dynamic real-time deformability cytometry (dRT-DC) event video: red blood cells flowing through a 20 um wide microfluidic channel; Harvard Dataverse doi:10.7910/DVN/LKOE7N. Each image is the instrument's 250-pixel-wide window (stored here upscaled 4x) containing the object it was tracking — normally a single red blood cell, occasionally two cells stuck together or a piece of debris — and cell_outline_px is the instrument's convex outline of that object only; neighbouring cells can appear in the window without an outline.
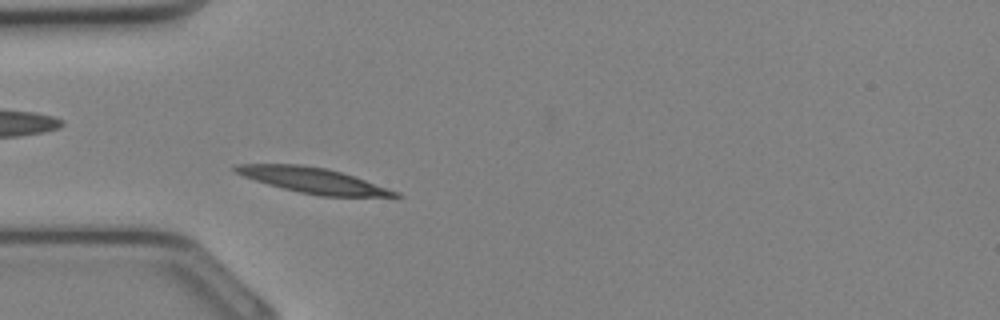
{"species": "Egyptian fruit bat (a non-hibernating species)", "species_latin": "Rousettus aegyptiacus", "temperature_condition": "cold", "stored_images_in_passage": 30, "camera_frame_rate_fps": 3000, "um_per_image_px": 0.085, "animal": {"sex": "female"}, "frame": {"image": 1, "passage_image": 6, "time_ms": 1.667, "image_size_px": [1000, 320], "cell_outline_px": [[404, 196], [320, 196], [300, 192], [268, 184], [244, 176], [236, 172], [232, 168], [232, 164], [300, 164], [324, 168], [340, 172], [400, 192]], "centroid_in_image_um": [26.58, 15.32], "position_along_channel_um": 58.4, "area_um2": 23.12}}
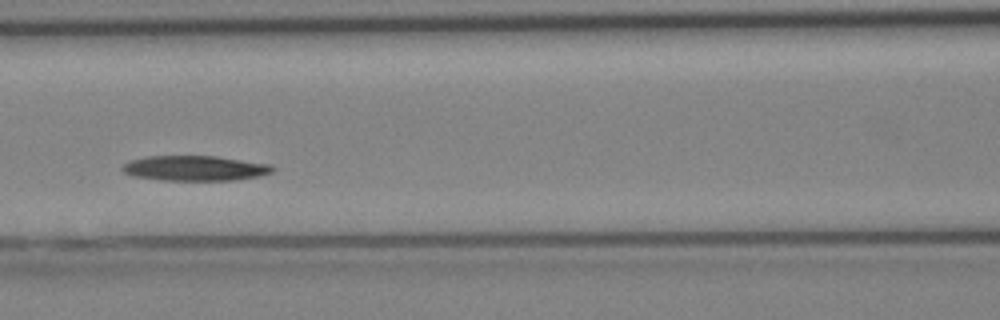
{"frame": {"image": 2, "passage_image": 11, "time_ms": 3.333, "image_size_px": [1000, 320], "cell_outline_px": [[276, 168], [272, 172], [256, 176], [236, 180], [160, 180], [132, 176], [124, 172], [120, 168], [124, 164], [132, 160], [148, 156], [216, 156], [272, 164]], "centroid_in_image_um": [16.58, 14.3], "position_along_channel_um": 150.0, "area_um2": 21.96}}
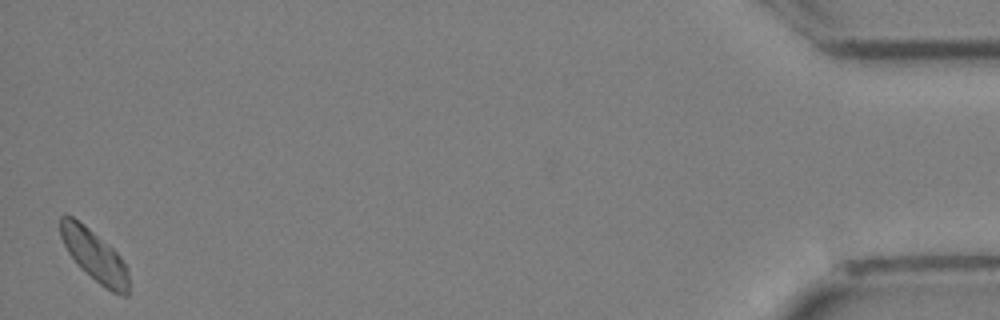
{"frame": {"image": 3, "passage_image": 30, "time_ms": 9.667, "image_size_px": [1000, 320], "cell_outline_px": [[128, 296], [124, 296], [112, 292], [100, 284], [80, 268], [68, 252], [60, 236], [60, 216], [72, 216], [84, 224], [108, 244], [120, 256], [128, 268]], "centroid_in_image_um": [8.03, 21.73], "position_along_channel_um": 427.2, "area_um2": 20.35}}